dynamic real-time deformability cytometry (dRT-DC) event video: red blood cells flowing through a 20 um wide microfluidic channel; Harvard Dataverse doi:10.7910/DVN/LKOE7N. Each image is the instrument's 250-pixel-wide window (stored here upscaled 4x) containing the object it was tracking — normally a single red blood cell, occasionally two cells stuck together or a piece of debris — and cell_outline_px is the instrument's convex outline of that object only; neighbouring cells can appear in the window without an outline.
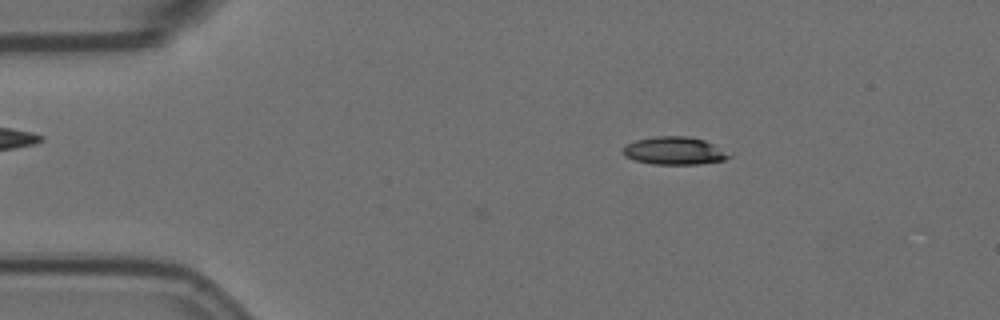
{"species": "Egyptian fruit bat (a non-hibernating species)", "species_latin": "Rousettus aegyptiacus", "temperature_condition": "room temperature", "stored_images_in_passage": 48, "camera_frame_rate_fps": 3000, "um_per_image_px": 0.085, "animal": {"sex": "female"}, "frame": {"image": 1, "passage_image": 1, "time_ms": 0.0, "image_size_px": [1000, 320], "cell_outline_px": [[732, 156], [724, 160], [700, 164], [652, 164], [636, 160], [624, 156], [624, 148], [628, 144], [636, 140], [656, 136], [688, 136], [704, 140], [716, 144]], "centroid_in_image_um": [57.36, 12.81], "position_along_channel_um": 27.6, "area_um2": 17.11}}
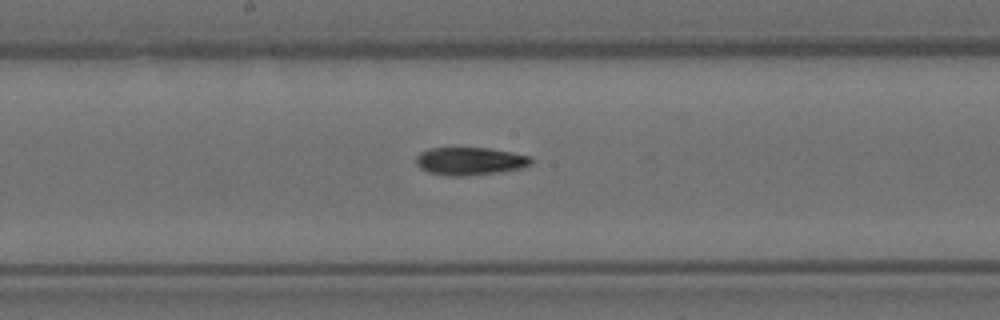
{"frame": {"image": 2, "passage_image": 21, "time_ms": 6.667, "image_size_px": [1000, 320], "cell_outline_px": [[532, 164], [520, 168], [500, 172], [464, 176], [448, 176], [428, 172], [420, 168], [416, 164], [416, 156], [420, 152], [428, 148], [456, 144], [488, 148], [512, 152], [532, 156]], "centroid_in_image_um": [39.89, 13.64], "position_along_channel_um": 208.3, "area_um2": 19.65}}
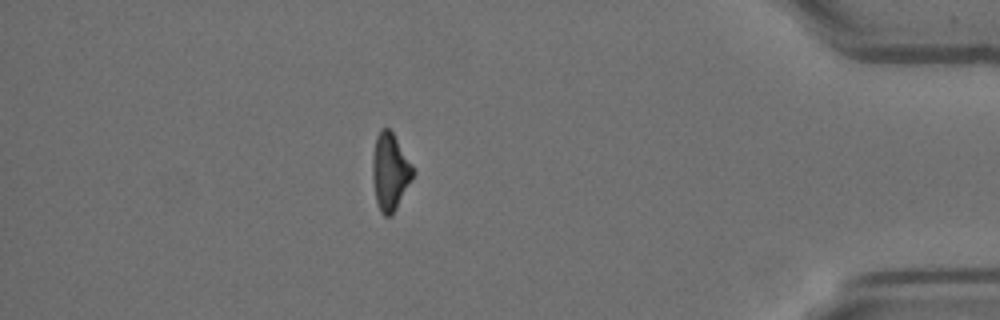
{"frame": {"image": 3, "passage_image": 41, "time_ms": 13.333, "image_size_px": [1000, 320], "cell_outline_px": [[416, 172], [412, 180], [392, 216], [384, 216], [380, 212], [376, 200], [372, 180], [372, 156], [376, 136], [380, 128], [388, 128], [392, 132], [412, 164]], "centroid_in_image_um": [33.15, 14.61], "position_along_channel_um": 402.0, "area_um2": 18.38}, "authors_computed_cell_mechanics": {"area_um2": 18.6694, "velocity_mm_per_s": 3.5699, "shape_relaxation_time_tau1_ms": 6.0004, "shape_relaxation_time_tau2_ms": 10.6408, "deformation_change_tau1": 0.166, "deformation_change_tau2": 0.2127}}